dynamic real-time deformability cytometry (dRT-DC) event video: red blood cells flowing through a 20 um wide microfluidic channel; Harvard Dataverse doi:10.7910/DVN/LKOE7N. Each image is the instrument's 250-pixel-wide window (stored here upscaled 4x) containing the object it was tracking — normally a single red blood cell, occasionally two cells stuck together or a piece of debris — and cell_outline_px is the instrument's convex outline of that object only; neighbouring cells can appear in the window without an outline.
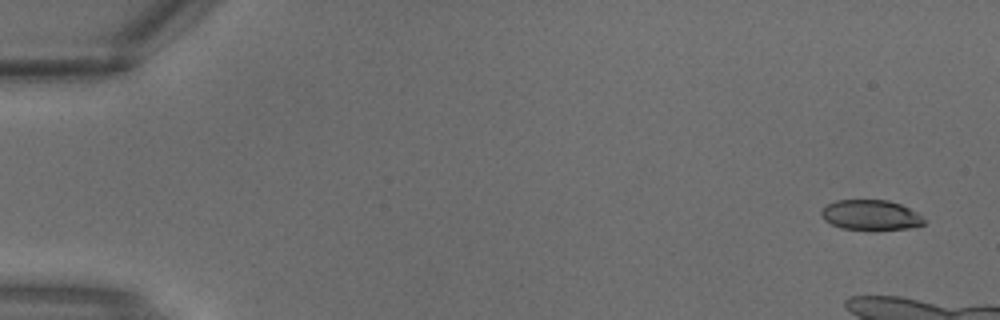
{"species": "common noctule bat (a hibernating species)", "species_latin": "Nyctalus noctula", "temperature_condition": "warm", "stored_images_in_passage": 5, "camera_frame_rate_fps": 3000, "um_per_image_px": 0.085, "animal": {"sex": "male", "body_mass_g": 18.8}, "frame": {"image": 1, "passage_image": 1, "time_ms": 0.0, "image_size_px": [1000, 320], "cell_outline_px": [[924, 224], [908, 228], [840, 228], [824, 220], [820, 216], [820, 212], [828, 204], [836, 200], [888, 200], [900, 204], [916, 212], [924, 220]], "centroid_in_image_um": [73.96, 18.25], "position_along_channel_um": 11.0, "area_um2": 17.46}}